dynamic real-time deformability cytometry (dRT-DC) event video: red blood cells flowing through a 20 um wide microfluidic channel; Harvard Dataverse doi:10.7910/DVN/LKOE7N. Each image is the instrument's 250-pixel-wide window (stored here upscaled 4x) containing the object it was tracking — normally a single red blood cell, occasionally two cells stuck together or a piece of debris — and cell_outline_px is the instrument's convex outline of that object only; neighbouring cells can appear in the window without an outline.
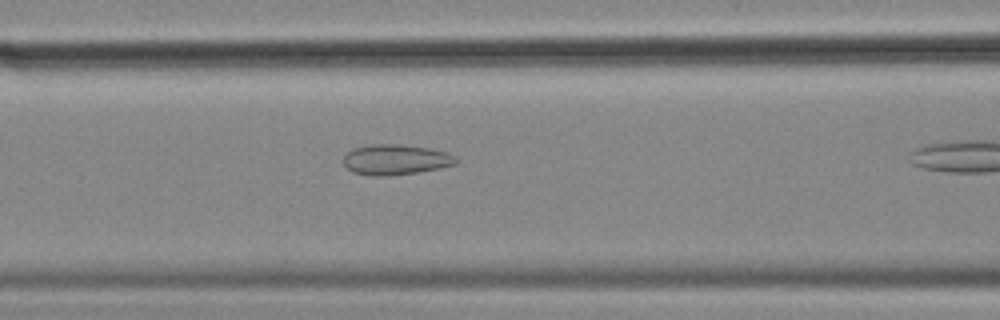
{"species": "common noctule bat (a hibernating species)", "species_latin": "Nyctalus noctula", "temperature_condition": "cold", "stored_images_in_passage": 12, "camera_frame_rate_fps": 3000, "um_per_image_px": 0.085, "animal": {"sex": "female", "body_mass_g": 18.4}, "frame": {"image": 1, "passage_image": 7, "time_ms": 2.0, "image_size_px": [1000, 320], "cell_outline_px": [[456, 164], [440, 168], [416, 172], [388, 176], [372, 176], [352, 172], [344, 164], [344, 156], [352, 148], [372, 144], [396, 144], [428, 148], [444, 152], [456, 156]], "centroid_in_image_um": [33.6, 13.57], "position_along_channel_um": 133.0, "area_um2": 19.77}}
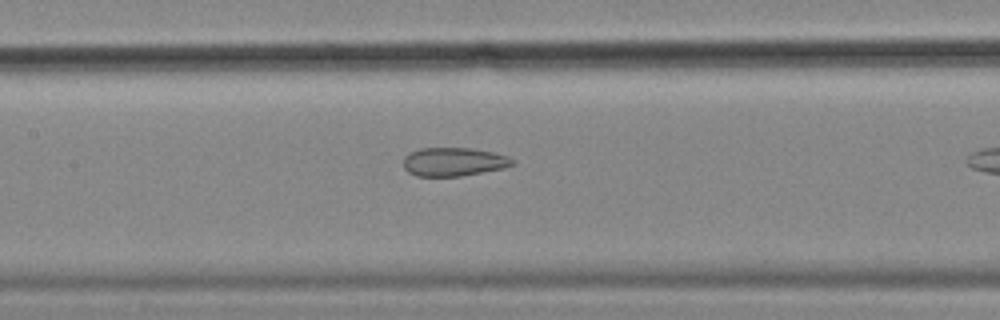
{"frame": {"image": 2, "passage_image": 10, "time_ms": 3.0, "image_size_px": [1000, 320], "cell_outline_px": [[516, 164], [504, 168], [460, 176], [416, 176], [408, 172], [404, 168], [404, 156], [420, 148], [472, 148], [496, 152], [508, 156], [516, 160]], "centroid_in_image_um": [38.61, 13.75], "position_along_channel_um": 168.8, "area_um2": 18.32}}